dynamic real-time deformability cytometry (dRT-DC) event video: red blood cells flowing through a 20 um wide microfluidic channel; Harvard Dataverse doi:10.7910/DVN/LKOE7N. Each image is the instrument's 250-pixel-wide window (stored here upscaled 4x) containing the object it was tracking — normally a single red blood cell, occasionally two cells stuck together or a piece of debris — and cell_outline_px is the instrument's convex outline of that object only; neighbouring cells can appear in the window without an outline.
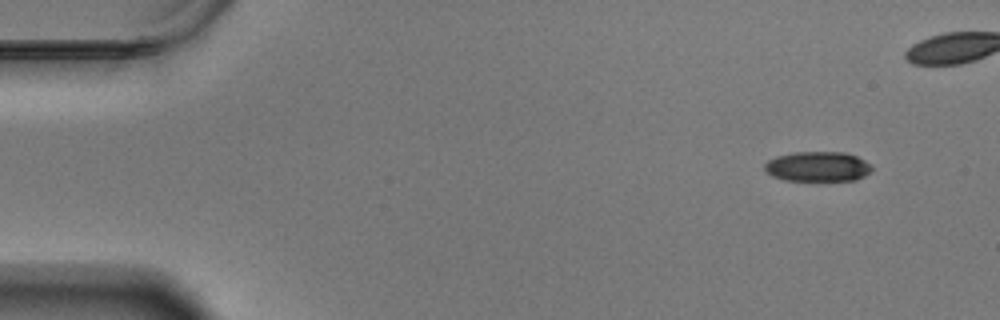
{"species": "Egyptian fruit bat (a non-hibernating species)", "species_latin": "Rousettus aegyptiacus", "temperature_condition": "warm", "stored_images_in_passage": 48, "camera_frame_rate_fps": 3000, "um_per_image_px": 0.085, "animal": {"sex": "male"}, "frame": {"image": 1, "passage_image": 1, "time_ms": 0.0, "image_size_px": [1000, 320], "cell_outline_px": [[872, 168], [864, 176], [856, 180], [784, 180], [772, 176], [764, 168], [764, 164], [768, 160], [776, 156], [796, 152], [844, 152], [856, 156], [864, 160]], "centroid_in_image_um": [69.48, 14.15], "position_along_channel_um": 15.5, "area_um2": 18.5}}
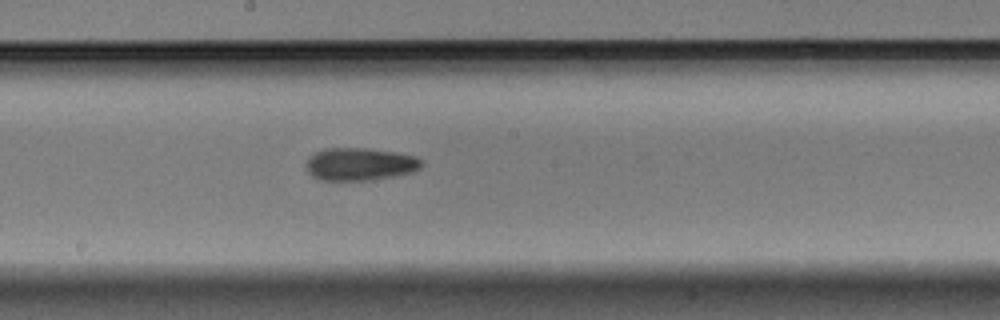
{"frame": {"image": 2, "passage_image": 28, "time_ms": 9.0, "image_size_px": [1000, 320], "cell_outline_px": [[424, 164], [420, 168], [412, 172], [392, 176], [368, 180], [320, 180], [312, 176], [308, 172], [308, 156], [316, 152], [328, 148], [368, 148], [416, 156], [424, 160]], "centroid_in_image_um": [30.62, 13.95], "position_along_channel_um": 217.6, "area_um2": 21.85}}
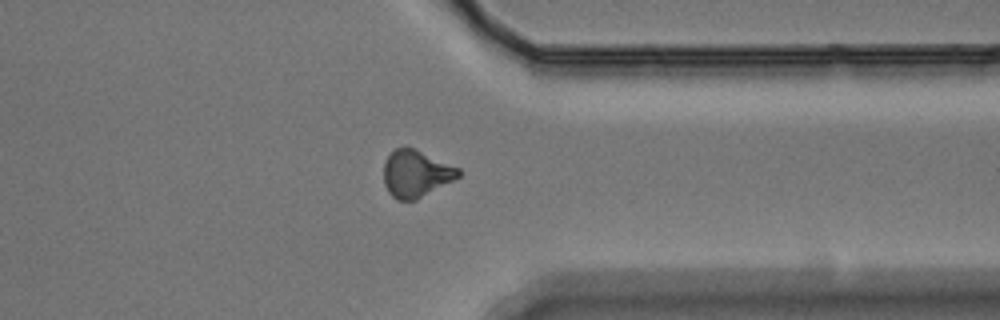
{"frame": {"image": 3, "passage_image": 42, "time_ms": 13.667, "image_size_px": [1000, 320], "cell_outline_px": [[460, 176], [416, 200], [396, 200], [388, 192], [384, 184], [384, 160], [396, 148], [404, 144], [460, 168]], "centroid_in_image_um": [35.32, 14.74], "position_along_channel_um": 376.1, "area_um2": 20.52}, "authors_computed_cell_mechanics": {"area_um2": 20.6346, "velocity_mm_per_s": 3.4663, "shape_relaxation_time_tau1_ms": 2.9625, "shape_relaxation_time_tau2_ms": 5.5046, "deformation_change_tau1": 0.13, "deformation_change_tau2": 0.1365}}